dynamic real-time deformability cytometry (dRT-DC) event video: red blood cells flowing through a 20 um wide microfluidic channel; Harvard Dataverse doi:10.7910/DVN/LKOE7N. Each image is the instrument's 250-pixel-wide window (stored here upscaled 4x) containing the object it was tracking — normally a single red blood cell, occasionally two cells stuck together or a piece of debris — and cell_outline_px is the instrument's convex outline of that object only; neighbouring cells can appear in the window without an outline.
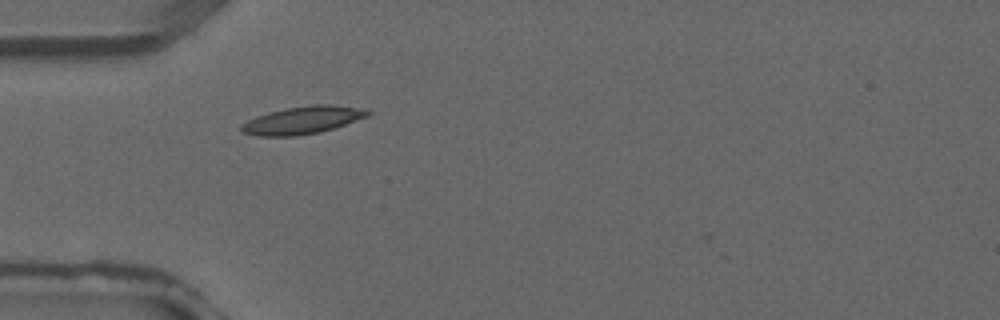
{"species": "common noctule bat (a hibernating species)", "species_latin": "Nyctalus noctula", "temperature_condition": "warm", "stored_images_in_passage": 1, "camera_frame_rate_fps": 3000, "um_per_image_px": 0.085, "animal": {"sex": "male", "forearm_length_mm": 52.5}, "frame": {"image": 1, "passage_image": 1, "time_ms": 0.0, "image_size_px": [1000, 320], "cell_outline_px": [[372, 112], [368, 116], [320, 132], [296, 136], [260, 136], [244, 132], [240, 128], [240, 124], [256, 116], [268, 112], [288, 108], [312, 104], [332, 104], [356, 108]], "centroid_in_image_um": [25.68, 10.21], "position_along_channel_um": 59.3, "area_um2": 20.0}}